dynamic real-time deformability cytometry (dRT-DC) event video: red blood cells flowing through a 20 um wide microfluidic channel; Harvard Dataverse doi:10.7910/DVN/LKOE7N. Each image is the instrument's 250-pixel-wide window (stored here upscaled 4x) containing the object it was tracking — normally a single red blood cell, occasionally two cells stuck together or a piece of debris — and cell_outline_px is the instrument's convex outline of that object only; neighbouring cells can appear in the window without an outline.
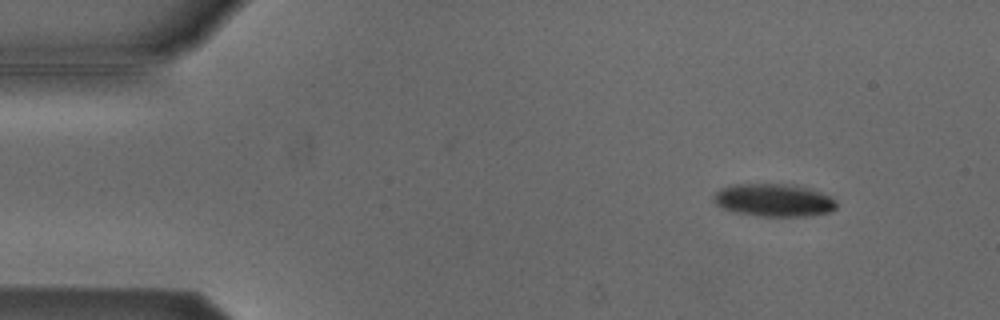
{"species": "Egyptian fruit bat (a non-hibernating species)", "species_latin": "Rousettus aegyptiacus", "temperature_condition": "cold", "stored_images_in_passage": 6, "camera_frame_rate_fps": 3000, "um_per_image_px": 0.085, "animal": {"sex": "male"}, "frame": {"image": 1, "passage_image": 1, "time_ms": 0.0, "image_size_px": [1000, 320], "cell_outline_px": [[836, 208], [832, 212], [808, 216], [756, 216], [732, 212], [720, 208], [712, 200], [712, 196], [720, 188], [728, 184], [792, 184], [812, 188], [832, 196], [836, 200]], "centroid_in_image_um": [65.76, 17.01], "position_along_channel_um": 19.2, "area_um2": 24.16}}
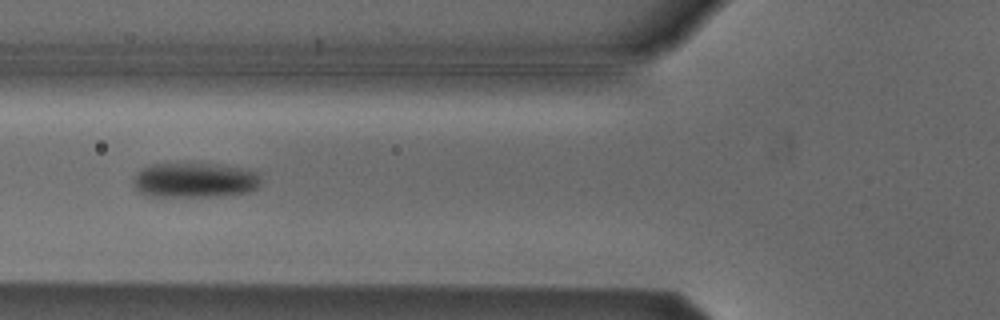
{"frame": {"image": 2, "passage_image": 5, "time_ms": 1.333, "image_size_px": [1000, 320], "cell_outline_px": [[260, 184], [252, 192], [220, 196], [148, 196], [140, 192], [132, 184], [132, 180], [136, 172], [140, 168], [152, 164], [216, 164], [240, 168], [260, 172]], "centroid_in_image_um": [16.55, 15.32], "position_along_channel_um": 109.3, "area_um2": 26.18}}
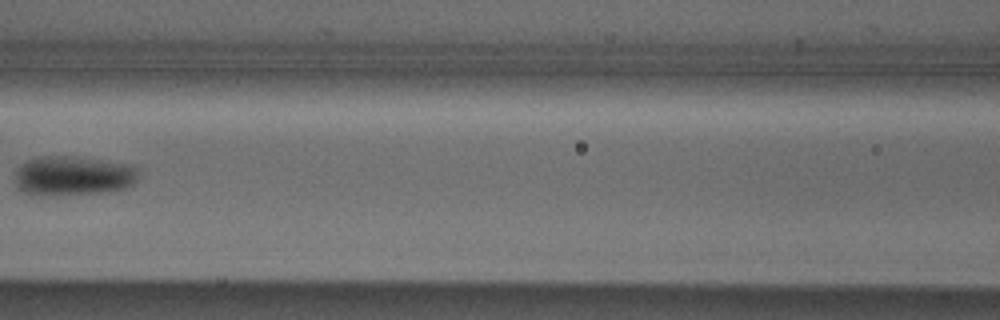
{"frame": {"image": 3, "passage_image": 6, "time_ms": 1.667, "image_size_px": [1000, 320], "cell_outline_px": [[136, 180], [128, 188], [108, 192], [40, 196], [36, 196], [24, 192], [16, 184], [16, 172], [20, 164], [28, 160], [40, 156], [72, 156], [128, 164], [136, 168]], "centroid_in_image_um": [6.19, 14.95], "position_along_channel_um": 160.4, "area_um2": 28.44}}